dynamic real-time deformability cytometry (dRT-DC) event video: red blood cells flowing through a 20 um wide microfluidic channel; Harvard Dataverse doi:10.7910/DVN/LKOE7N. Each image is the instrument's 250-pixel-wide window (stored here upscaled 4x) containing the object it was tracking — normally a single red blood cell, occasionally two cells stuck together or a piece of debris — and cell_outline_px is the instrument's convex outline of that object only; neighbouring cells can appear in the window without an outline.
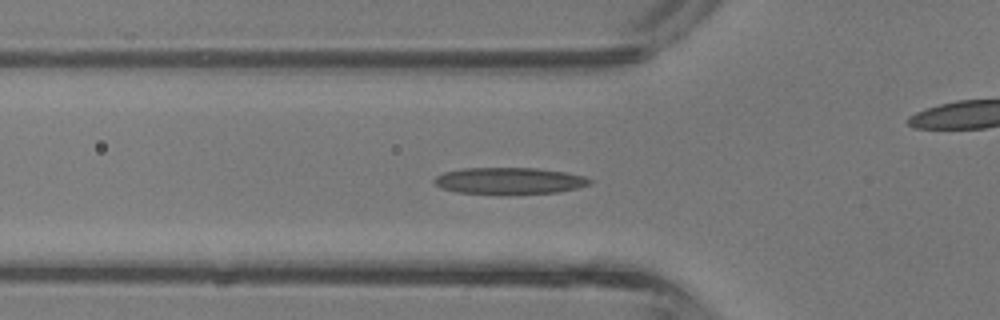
{"species": "common noctule bat (a hibernating species)", "species_latin": "Nyctalus noctula", "temperature_condition": "room temperature", "stored_images_in_passage": 42, "camera_frame_rate_fps": 3000, "um_per_image_px": 0.085, "animal": {"sex": "male", "body_mass_g": 13.3}, "frame": {"image": 1, "passage_image": 13, "time_ms": 4.0, "image_size_px": [1000, 320], "cell_outline_px": [[592, 184], [560, 192], [500, 196], [456, 192], [444, 188], [436, 184], [436, 176], [444, 172], [464, 168], [536, 168], [564, 172], [584, 176], [592, 180]], "centroid_in_image_um": [43.32, 15.4], "position_along_channel_um": 82.5, "area_um2": 24.62}}
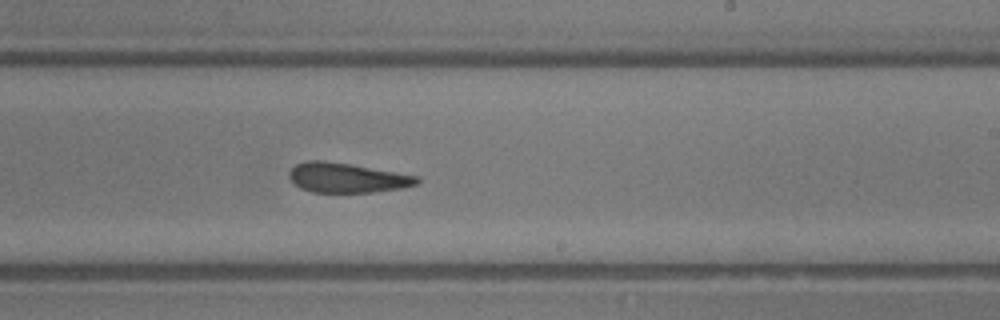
{"frame": {"image": 2, "passage_image": 24, "time_ms": 7.667, "image_size_px": [1000, 320], "cell_outline_px": [[420, 180], [416, 184], [400, 188], [372, 192], [312, 192], [300, 188], [288, 176], [288, 172], [296, 164], [308, 160], [324, 160], [420, 176]], "centroid_in_image_um": [29.47, 15.11], "position_along_channel_um": 259.5, "area_um2": 21.91}}
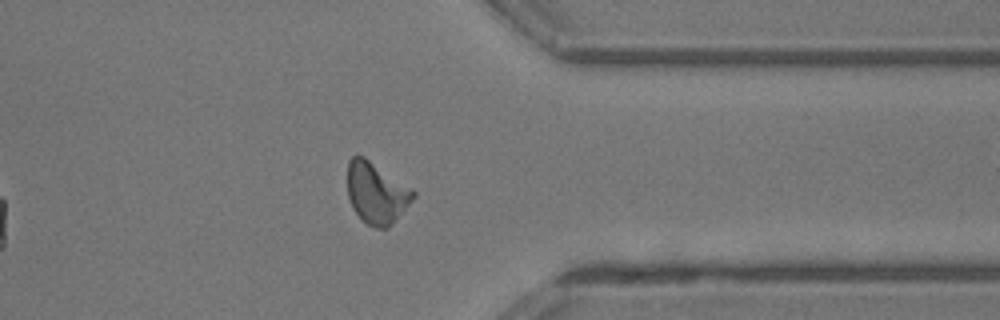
{"frame": {"image": 3, "passage_image": 32, "time_ms": 10.333, "image_size_px": [1000, 320], "cell_outline_px": [[416, 196], [388, 228], [376, 228], [368, 224], [352, 208], [348, 196], [348, 160], [352, 156], [364, 156], [416, 192]], "centroid_in_image_um": [31.98, 16.4], "position_along_channel_um": 379.4, "area_um2": 23.06}, "authors_computed_cell_mechanics": {"area_um2": 22.7154, "velocity_mm_per_s": 4.8115, "shape_relaxation_time_tau1_ms": null, "shape_relaxation_time_tau2_ms": 1.9754, "deformation_change_tau1": null, "deformation_change_tau2": 0.1257}}